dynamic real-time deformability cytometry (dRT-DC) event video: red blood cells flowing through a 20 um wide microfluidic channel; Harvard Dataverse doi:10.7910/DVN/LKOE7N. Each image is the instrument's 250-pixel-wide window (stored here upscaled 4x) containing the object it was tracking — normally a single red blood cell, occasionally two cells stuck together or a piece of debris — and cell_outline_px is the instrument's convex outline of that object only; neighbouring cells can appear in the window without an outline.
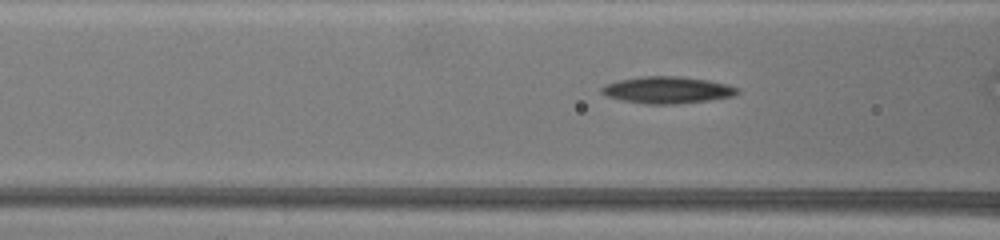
{"species": "common noctule bat (a hibernating species)", "species_latin": "Nyctalus noctula", "temperature_condition": "warm", "stored_images_in_passage": 35, "camera_frame_rate_fps": 3000, "um_per_image_px": 0.085, "animal": {"sex": "female", "body_mass_g": 19.5, "forearm_length_mm": 54.1}, "frame": {"image": 1, "passage_image": 10, "time_ms": 3.0, "image_size_px": [1000, 240], "cell_outline_px": [[740, 92], [732, 96], [708, 100], [676, 104], [648, 104], [620, 100], [608, 96], [600, 92], [600, 88], [604, 84], [620, 80], [644, 76], [680, 76], [708, 80], [728, 84], [736, 88]], "centroid_in_image_um": [56.7, 7.65], "position_along_channel_um": 109.9, "area_um2": 21.15}}
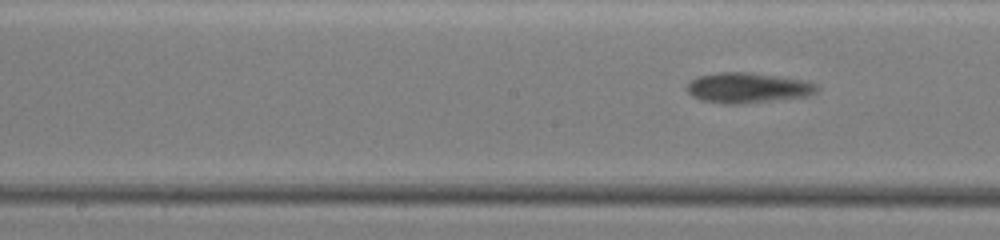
{"frame": {"image": 2, "passage_image": 18, "time_ms": 5.667, "image_size_px": [1000, 240], "cell_outline_px": [[820, 88], [816, 92], [800, 96], [740, 104], [728, 104], [704, 100], [692, 96], [688, 92], [688, 84], [692, 80], [700, 76], [720, 72], [744, 72], [800, 80], [816, 84]], "centroid_in_image_um": [63.5, 7.46], "position_along_channel_um": 184.7, "area_um2": 21.96}}
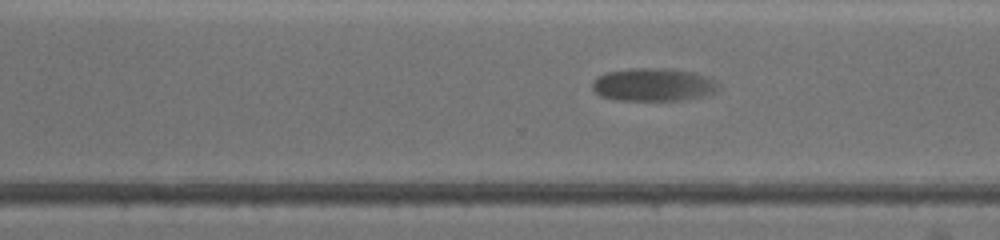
{"frame": {"image": 3, "passage_image": 32, "time_ms": 10.333, "image_size_px": [1000, 240], "cell_outline_px": [[720, 88], [716, 92], [704, 96], [684, 100], [616, 100], [600, 96], [592, 88], [592, 84], [600, 76], [608, 72], [628, 68], [660, 68], [692, 72], [704, 76], [720, 84]], "centroid_in_image_um": [55.55, 7.21], "position_along_channel_um": 315.0, "area_um2": 24.1}}